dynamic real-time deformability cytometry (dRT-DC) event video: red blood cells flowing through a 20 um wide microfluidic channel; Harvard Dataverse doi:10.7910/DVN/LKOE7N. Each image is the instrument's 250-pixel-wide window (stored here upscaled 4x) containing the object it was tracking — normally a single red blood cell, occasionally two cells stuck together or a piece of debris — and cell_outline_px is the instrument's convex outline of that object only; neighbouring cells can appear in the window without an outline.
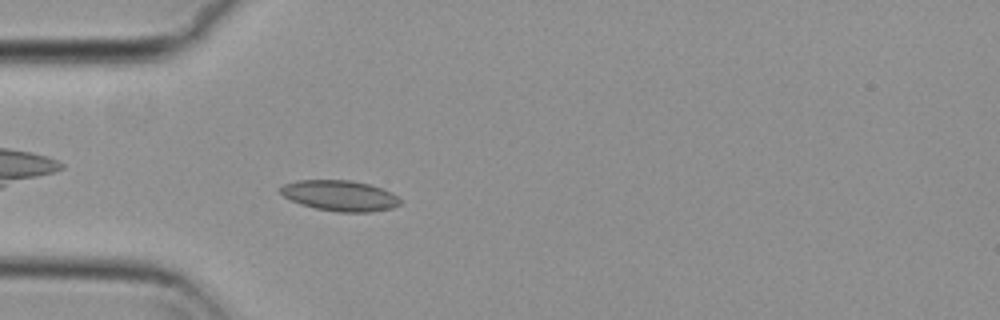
{"species": "common noctule bat (a hibernating species)", "species_latin": "Nyctalus noctula", "temperature_condition": "cold", "stored_images_in_passage": 44, "camera_frame_rate_fps": 3000, "um_per_image_px": 0.085, "animal": {"sex": "female", "body_mass_g": 29.2, "forearm_length_mm": 56.3}, "frame": {"image": 1, "passage_image": 5, "time_ms": 1.333, "image_size_px": [1000, 320], "cell_outline_px": [[400, 204], [392, 208], [372, 212], [336, 212], [316, 208], [300, 204], [284, 196], [280, 192], [280, 188], [284, 184], [296, 180], [348, 180], [368, 184], [392, 192], [400, 200]], "centroid_in_image_um": [28.88, 16.63], "position_along_channel_um": 56.1, "area_um2": 21.27}}
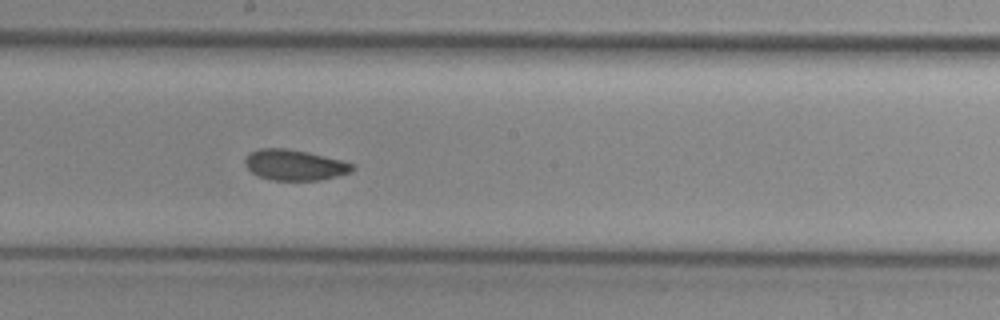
{"frame": {"image": 2, "passage_image": 19, "time_ms": 6.0, "image_size_px": [1000, 320], "cell_outline_px": [[356, 168], [352, 172], [320, 180], [272, 180], [260, 176], [252, 172], [244, 164], [244, 160], [252, 152], [260, 148], [284, 148], [308, 152], [344, 160], [356, 164]], "centroid_in_image_um": [25.11, 14.02], "position_along_channel_um": 223.1, "area_um2": 19.25}}
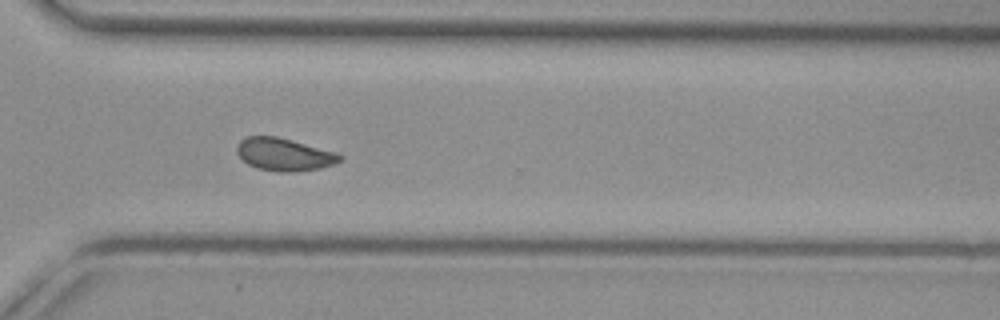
{"frame": {"image": 3, "passage_image": 29, "time_ms": 9.333, "image_size_px": [1000, 320], "cell_outline_px": [[344, 156], [340, 160], [332, 164], [320, 168], [288, 172], [280, 172], [256, 168], [248, 164], [236, 152], [236, 144], [244, 136], [276, 136], [336, 152]], "centroid_in_image_um": [24.11, 13.11], "position_along_channel_um": 346.5, "area_um2": 19.48}, "authors_computed_cell_mechanics": {"area_um2": 19.4497, "velocity_mm_per_s": 3.7032, "shape_relaxation_time_tau1_ms": 9.89, "shape_relaxation_time_tau2_ms": 7.0933, "deformation_change_tau1": 0.1244, "deformation_change_tau2": 0.0788}}